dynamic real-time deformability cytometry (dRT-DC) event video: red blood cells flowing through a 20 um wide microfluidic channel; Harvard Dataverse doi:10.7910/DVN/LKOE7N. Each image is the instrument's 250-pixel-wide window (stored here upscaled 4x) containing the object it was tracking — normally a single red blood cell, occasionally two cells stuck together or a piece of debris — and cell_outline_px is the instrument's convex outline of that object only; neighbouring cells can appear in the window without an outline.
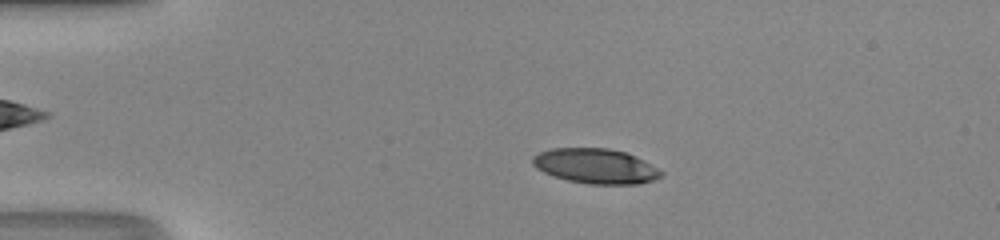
{"species": "human", "species_latin": "Homo sapiens", "temperature_condition": "room temperature", "stored_images_in_passage": 46, "camera_frame_rate_fps": 3000, "um_per_image_px": 0.085, "donor": {"sex": "male"}, "frame": {"image": 1, "passage_image": 8, "time_ms": 2.333, "image_size_px": [1000, 240], "cell_outline_px": [[664, 176], [640, 184], [588, 184], [568, 180], [544, 172], [536, 168], [532, 164], [532, 156], [540, 152], [552, 148], [608, 148], [628, 152], [644, 160], [664, 172]], "centroid_in_image_um": [50.66, 14.11], "position_along_channel_um": 34.3, "area_um2": 26.3}}
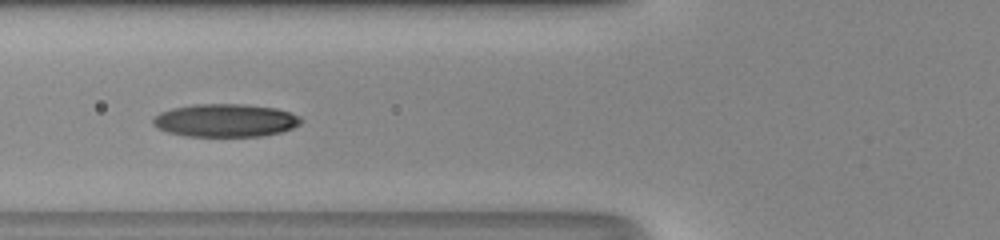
{"frame": {"image": 2, "passage_image": 17, "time_ms": 5.333, "image_size_px": [1000, 240], "cell_outline_px": [[304, 120], [300, 124], [292, 128], [280, 132], [264, 136], [184, 136], [168, 132], [156, 128], [152, 124], [152, 116], [160, 112], [172, 108], [192, 104], [244, 104], [276, 108], [300, 116]], "centroid_in_image_um": [19.12, 10.23], "position_along_channel_um": 106.7, "area_um2": 28.73}}
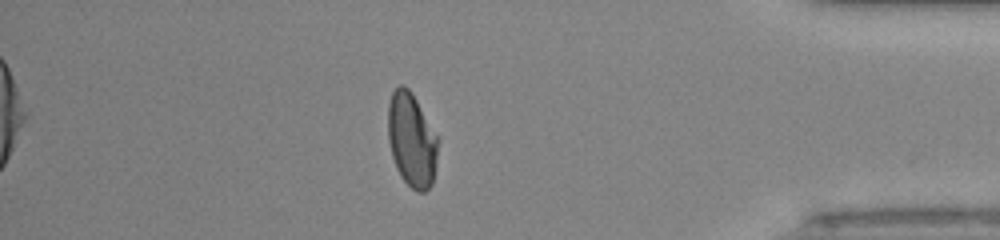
{"frame": {"image": 3, "passage_image": 40, "time_ms": 13.0, "image_size_px": [1000, 240], "cell_outline_px": [[436, 156], [432, 184], [424, 192], [416, 192], [400, 176], [396, 168], [392, 156], [388, 140], [388, 104], [392, 92], [400, 84], [404, 84], [412, 92], [436, 136]], "centroid_in_image_um": [34.94, 11.88], "position_along_channel_um": 400.3, "area_um2": 26.88}, "authors_computed_cell_mechanics": {"area_um2": 27.8018, "velocity_mm_per_s": 4.2813, "shape_relaxation_time_tau1_ms": 5.2773, "shape_relaxation_time_tau2_ms": 2.3729, "deformation_change_tau1": 0.1999, "deformation_change_tau2": 0.054}}